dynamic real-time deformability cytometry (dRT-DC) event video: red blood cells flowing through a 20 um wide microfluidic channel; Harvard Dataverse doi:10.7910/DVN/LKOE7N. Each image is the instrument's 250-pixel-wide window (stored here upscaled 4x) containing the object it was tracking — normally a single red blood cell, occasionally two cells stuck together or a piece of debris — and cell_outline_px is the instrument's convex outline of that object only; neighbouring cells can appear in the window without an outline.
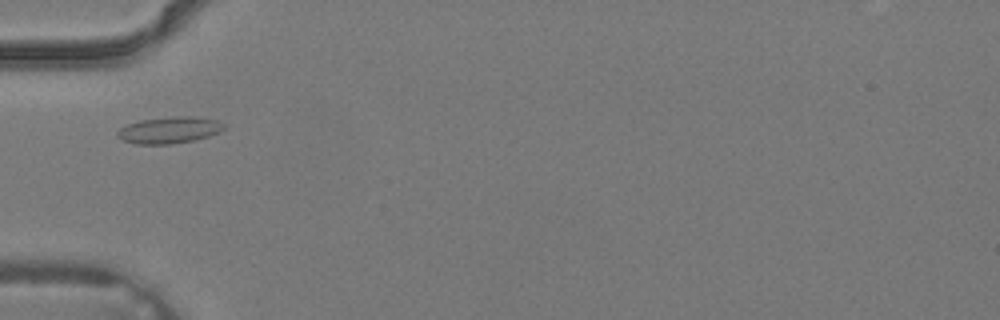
{"species": "common noctule bat (a hibernating species)", "species_latin": "Nyctalus noctula", "temperature_condition": "warm", "stored_images_in_passage": 1, "camera_frame_rate_fps": 3000, "um_per_image_px": 0.085, "animal": {"sex": "male", "body_mass_g": 19.2, "forearm_length_mm": 51.8}, "frame": {"image": 1, "passage_image": 1, "time_ms": 0.0, "image_size_px": [1000, 320], "cell_outline_px": [[224, 128], [220, 132], [208, 136], [192, 140], [172, 144], [136, 144], [120, 140], [116, 136], [116, 132], [120, 128], [128, 124], [140, 120], [172, 116], [192, 116], [216, 120], [224, 124]], "centroid_in_image_um": [14.34, 11.06], "position_along_channel_um": 70.7, "area_um2": 16.53}}